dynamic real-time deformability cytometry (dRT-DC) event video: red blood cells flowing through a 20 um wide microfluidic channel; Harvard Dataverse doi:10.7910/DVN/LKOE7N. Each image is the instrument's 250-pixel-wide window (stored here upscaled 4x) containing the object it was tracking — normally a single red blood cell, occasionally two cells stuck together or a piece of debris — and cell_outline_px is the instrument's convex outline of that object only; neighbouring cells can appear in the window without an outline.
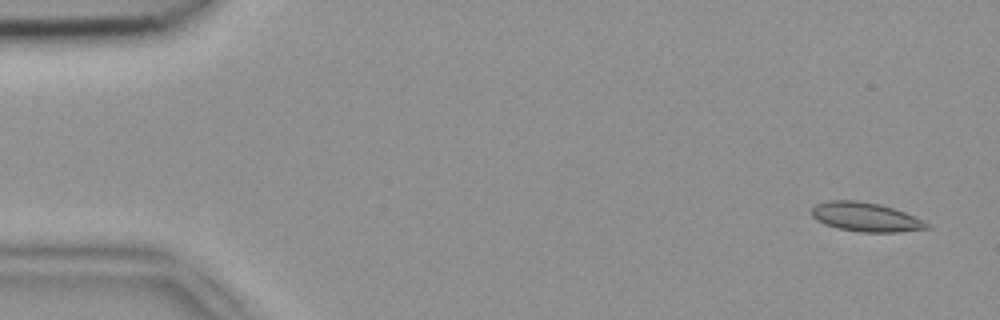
{"species": "common noctule bat (a hibernating species)", "species_latin": "Nyctalus noctula", "temperature_condition": "room temperature", "stored_images_in_passage": 14, "camera_frame_rate_fps": 3000, "um_per_image_px": 0.085, "animal": {"sex": "female", "body_mass_g": 18.4}, "frame": {"image": 1, "passage_image": 1, "time_ms": 0.0, "image_size_px": [1000, 320], "cell_outline_px": [[932, 228], [896, 232], [860, 232], [836, 228], [824, 224], [816, 220], [812, 216], [812, 208], [816, 204], [828, 200], [856, 200], [880, 204], [904, 212], [928, 224]], "centroid_in_image_um": [73.53, 18.45], "position_along_channel_um": 11.5, "area_um2": 19.42}}
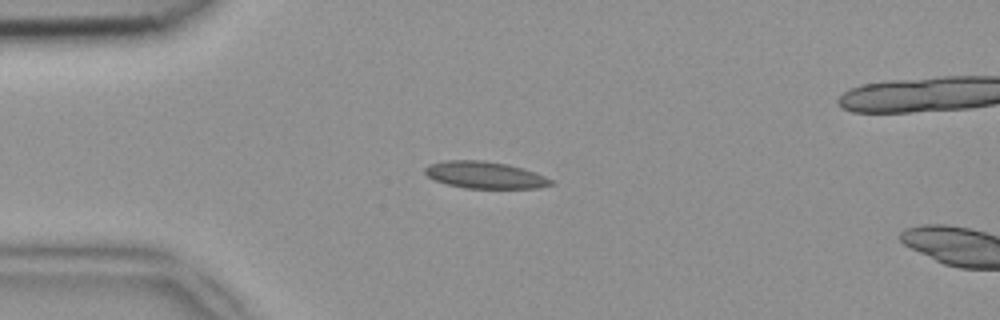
{"frame": {"image": 2, "passage_image": 11, "time_ms": 3.333, "image_size_px": [1000, 320], "cell_outline_px": [[556, 184], [540, 188], [464, 188], [448, 184], [436, 180], [428, 176], [424, 172], [424, 168], [428, 164], [444, 160], [480, 160], [508, 164], [524, 168], [536, 172], [552, 180]], "centroid_in_image_um": [41.24, 14.87], "position_along_channel_um": 43.8, "area_um2": 19.88}}